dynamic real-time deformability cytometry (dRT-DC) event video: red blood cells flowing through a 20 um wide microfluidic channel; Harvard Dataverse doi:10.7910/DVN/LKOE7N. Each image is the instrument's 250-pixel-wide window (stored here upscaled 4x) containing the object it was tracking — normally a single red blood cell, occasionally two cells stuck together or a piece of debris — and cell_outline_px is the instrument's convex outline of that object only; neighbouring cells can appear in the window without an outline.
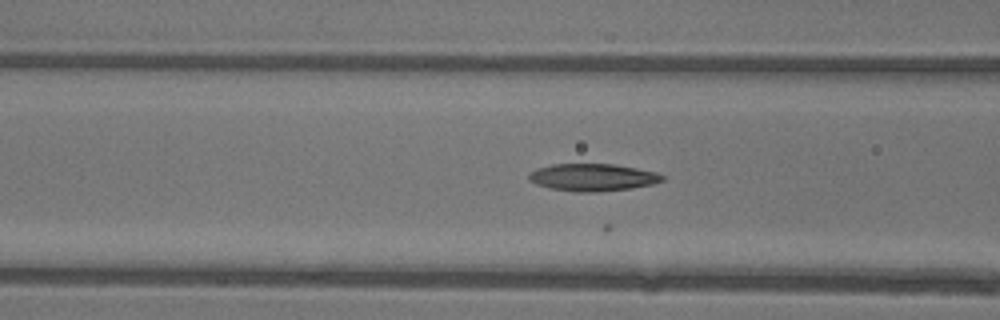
{"species": "common noctule bat (a hibernating species)", "species_latin": "Nyctalus noctula", "temperature_condition": "warm", "stored_images_in_passage": 23, "camera_frame_rate_fps": 3000, "um_per_image_px": 0.085, "animal": {"sex": "female"}, "frame": {"image": 1, "passage_image": 14, "time_ms": 4.333, "image_size_px": [1000, 320], "cell_outline_px": [[664, 180], [652, 184], [632, 188], [596, 192], [572, 192], [552, 188], [536, 184], [528, 180], [528, 172], [536, 168], [552, 164], [612, 164], [636, 168], [656, 172], [664, 176]], "centroid_in_image_um": [50.34, 15.07], "position_along_channel_um": 116.3, "area_um2": 21.33}}